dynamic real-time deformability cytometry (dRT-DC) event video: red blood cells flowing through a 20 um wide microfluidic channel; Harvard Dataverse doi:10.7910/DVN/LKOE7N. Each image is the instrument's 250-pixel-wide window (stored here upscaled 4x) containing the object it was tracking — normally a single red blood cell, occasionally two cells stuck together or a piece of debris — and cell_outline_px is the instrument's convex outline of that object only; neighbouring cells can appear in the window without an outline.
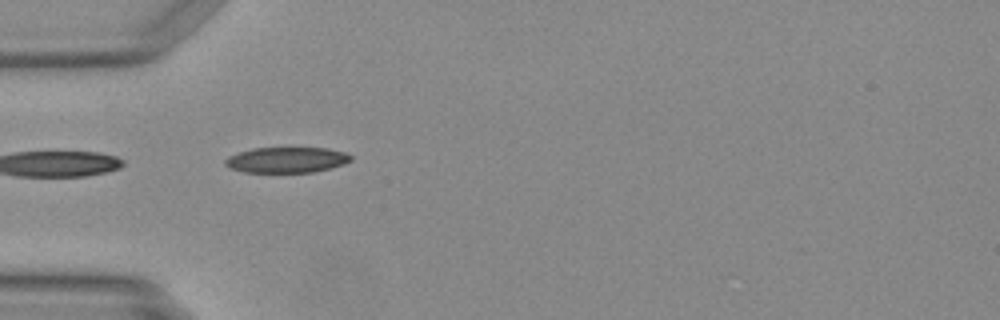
{"species": "Egyptian fruit bat (a non-hibernating species)", "species_latin": "Rousettus aegyptiacus", "temperature_condition": "warm", "stored_images_in_passage": 3, "camera_frame_rate_fps": 3000, "um_per_image_px": 0.085, "animal": {"sex": "female"}, "frame": {"image": 1, "passage_image": 1, "time_ms": 0.0, "image_size_px": [1000, 320], "cell_outline_px": [[352, 160], [344, 164], [312, 172], [244, 172], [232, 168], [224, 164], [224, 160], [228, 156], [252, 148], [328, 148], [344, 152], [352, 156]], "centroid_in_image_um": [24.36, 13.58], "position_along_channel_um": 60.6, "area_um2": 18.61}}